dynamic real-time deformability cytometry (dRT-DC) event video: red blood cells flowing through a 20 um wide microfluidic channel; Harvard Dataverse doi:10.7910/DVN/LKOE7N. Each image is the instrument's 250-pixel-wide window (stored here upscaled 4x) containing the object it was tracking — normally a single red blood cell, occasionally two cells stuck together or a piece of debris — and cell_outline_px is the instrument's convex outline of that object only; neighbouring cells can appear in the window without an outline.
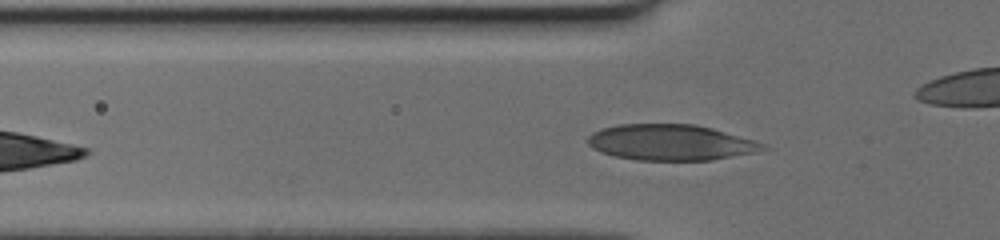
{"species": "human", "species_latin": "Homo sapiens", "temperature_condition": "cold", "stored_images_in_passage": 32, "camera_frame_rate_fps": 3000, "um_per_image_px": 0.085, "donor": {"sex": "female"}, "frame": {"image": 1, "passage_image": 6, "time_ms": 1.667, "image_size_px": [1000, 240], "cell_outline_px": [[768, 148], [756, 152], [712, 160], [636, 160], [616, 156], [600, 152], [592, 148], [588, 144], [588, 136], [592, 132], [604, 128], [620, 124], [696, 124], [712, 128], [740, 136], [764, 144]], "centroid_in_image_um": [56.99, 12.11], "position_along_channel_um": 68.8, "area_um2": 36.41}}
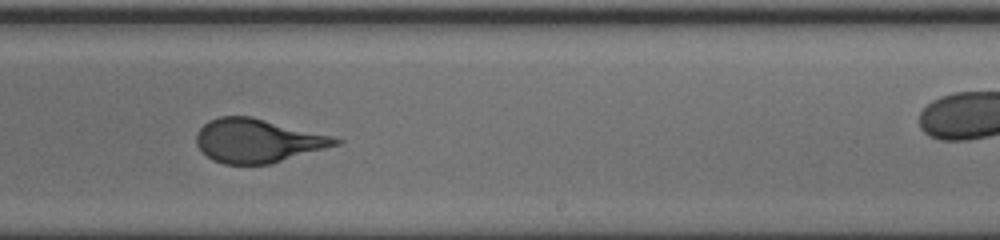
{"frame": {"image": 2, "passage_image": 21, "time_ms": 6.667, "image_size_px": [1000, 240], "cell_outline_px": [[344, 140], [340, 144], [268, 164], [224, 164], [212, 160], [196, 144], [196, 132], [208, 120], [220, 116], [252, 116], [332, 136]], "centroid_in_image_um": [21.87, 11.95], "position_along_channel_um": 267.1, "area_um2": 35.2}}
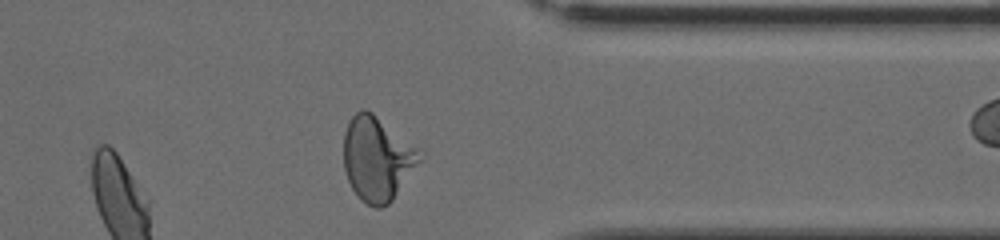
{"frame": {"image": 3, "passage_image": 30, "time_ms": 9.667, "image_size_px": [1000, 240], "cell_outline_px": [[424, 156], [392, 200], [388, 204], [380, 208], [376, 208], [360, 200], [352, 188], [348, 180], [344, 168], [344, 132], [352, 116], [356, 112], [364, 108], [372, 112], [424, 152]], "centroid_in_image_um": [32.07, 13.48], "position_along_channel_um": 379.3, "area_um2": 37.28}}